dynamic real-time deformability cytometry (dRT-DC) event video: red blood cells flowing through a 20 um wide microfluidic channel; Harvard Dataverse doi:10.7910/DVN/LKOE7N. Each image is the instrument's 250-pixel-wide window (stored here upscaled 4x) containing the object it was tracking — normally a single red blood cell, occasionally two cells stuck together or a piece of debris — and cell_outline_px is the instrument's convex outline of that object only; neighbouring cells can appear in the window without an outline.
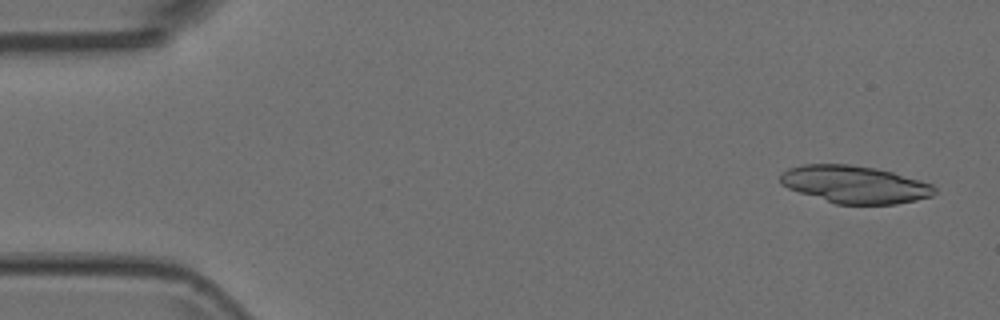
{"species": "Egyptian fruit bat (a non-hibernating species)", "species_latin": "Rousettus aegyptiacus", "temperature_condition": "room temperature", "stored_images_in_passage": 5, "camera_frame_rate_fps": 3000, "um_per_image_px": 0.085, "animal": {"sex": "female"}, "frame": {"image": 1, "passage_image": 1, "time_ms": 0.0, "image_size_px": [1000, 320], "cell_outline_px": [[936, 192], [932, 196], [916, 200], [896, 204], [836, 204], [788, 188], [780, 184], [780, 172], [788, 168], [804, 164], [848, 164], [876, 168], [892, 172], [920, 180], [932, 184], [936, 188]], "centroid_in_image_um": [72.65, 15.67], "position_along_channel_um": 12.4, "area_um2": 33.7}}